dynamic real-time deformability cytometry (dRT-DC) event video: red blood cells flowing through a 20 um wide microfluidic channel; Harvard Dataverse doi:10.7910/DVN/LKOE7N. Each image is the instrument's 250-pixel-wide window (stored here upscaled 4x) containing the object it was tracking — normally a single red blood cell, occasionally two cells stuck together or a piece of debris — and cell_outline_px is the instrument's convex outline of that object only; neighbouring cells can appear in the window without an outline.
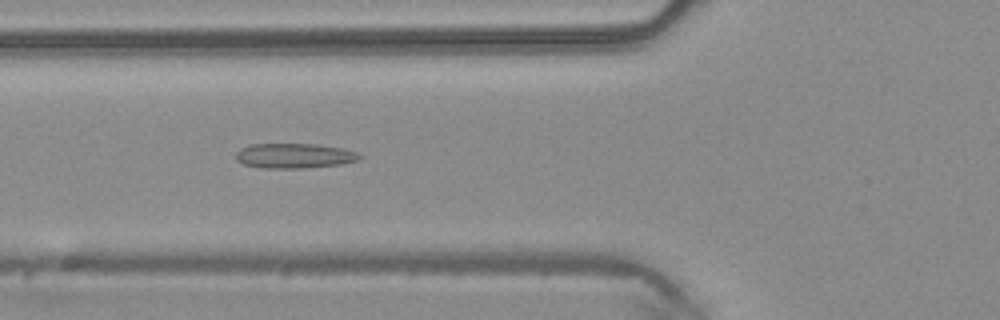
{"species": "common noctule bat (a hibernating species)", "species_latin": "Nyctalus noctula", "temperature_condition": "warm", "stored_images_in_passage": 42, "camera_frame_rate_fps": 3000, "um_per_image_px": 0.085, "animal": {"sex": "male", "body_mass_g": 20.4}, "frame": {"image": 1, "passage_image": 13, "time_ms": 4.0, "image_size_px": [1000, 320], "cell_outline_px": [[364, 156], [360, 160], [340, 164], [300, 168], [260, 168], [244, 164], [236, 160], [236, 152], [240, 148], [248, 144], [316, 144], [344, 148], [356, 152]], "centroid_in_image_um": [25.02, 13.23], "position_along_channel_um": 100.8, "area_um2": 18.09}}
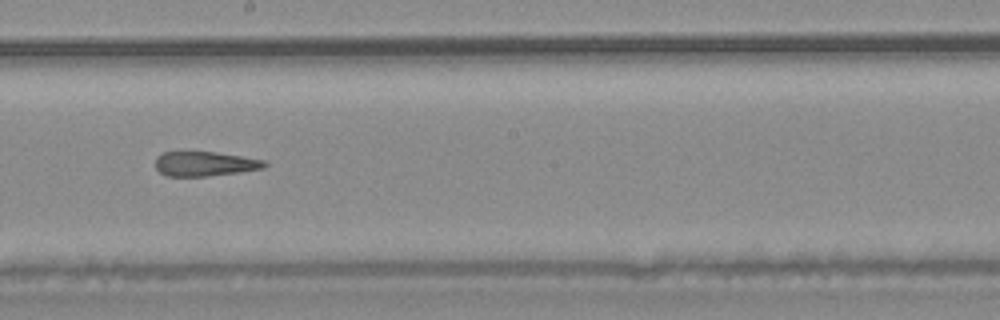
{"frame": {"image": 2, "passage_image": 22, "time_ms": 7.0, "image_size_px": [1000, 320], "cell_outline_px": [[268, 164], [264, 168], [240, 172], [208, 176], [168, 176], [160, 172], [156, 168], [156, 156], [164, 152], [216, 152], [268, 160]], "centroid_in_image_um": [17.46, 13.92], "position_along_channel_um": 230.7, "area_um2": 15.72}}
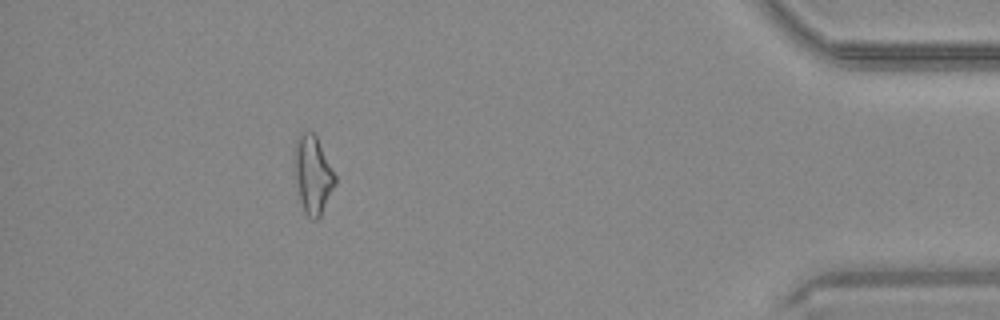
{"frame": {"image": 3, "passage_image": 38, "time_ms": 12.333, "image_size_px": [1000, 320], "cell_outline_px": [[336, 184], [320, 216], [316, 220], [312, 220], [304, 212], [300, 200], [296, 180], [296, 140], [300, 132], [312, 132], [316, 136], [336, 176]], "centroid_in_image_um": [26.62, 14.88], "position_along_channel_um": 408.6, "area_um2": 17.92}}